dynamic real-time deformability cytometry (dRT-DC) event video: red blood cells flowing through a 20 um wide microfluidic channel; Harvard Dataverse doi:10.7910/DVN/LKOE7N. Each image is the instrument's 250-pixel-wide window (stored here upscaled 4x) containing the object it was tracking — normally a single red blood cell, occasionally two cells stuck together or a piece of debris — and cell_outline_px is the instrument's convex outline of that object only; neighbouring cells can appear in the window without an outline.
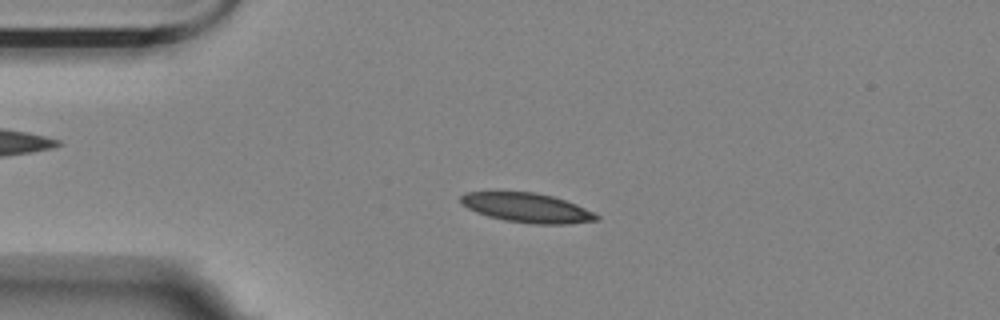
{"species": "Egyptian fruit bat (a non-hibernating species)", "species_latin": "Rousettus aegyptiacus", "temperature_condition": "room temperature", "stored_images_in_passage": 55, "camera_frame_rate_fps": 3000, "um_per_image_px": 0.085, "animal": {"sex": "female"}, "frame": {"image": 1, "passage_image": 12, "time_ms": 3.667, "image_size_px": [1000, 320], "cell_outline_px": [[600, 220], [568, 224], [532, 224], [504, 220], [488, 216], [476, 212], [468, 208], [460, 200], [460, 196], [464, 192], [536, 192], [552, 196], [576, 204], [600, 216]], "centroid_in_image_um": [44.81, 17.67], "position_along_channel_um": 40.2, "area_um2": 23.18}}
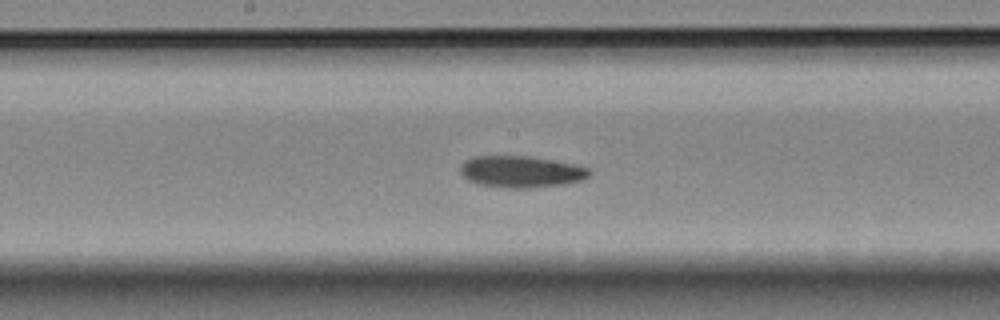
{"frame": {"image": 2, "passage_image": 28, "time_ms": 9.0, "image_size_px": [1000, 320], "cell_outline_px": [[592, 172], [584, 180], [560, 184], [532, 188], [512, 188], [480, 184], [468, 180], [460, 172], [460, 168], [464, 160], [476, 156], [528, 156], [572, 164], [588, 168]], "centroid_in_image_um": [44.28, 14.59], "position_along_channel_um": 203.9, "area_um2": 23.47}}
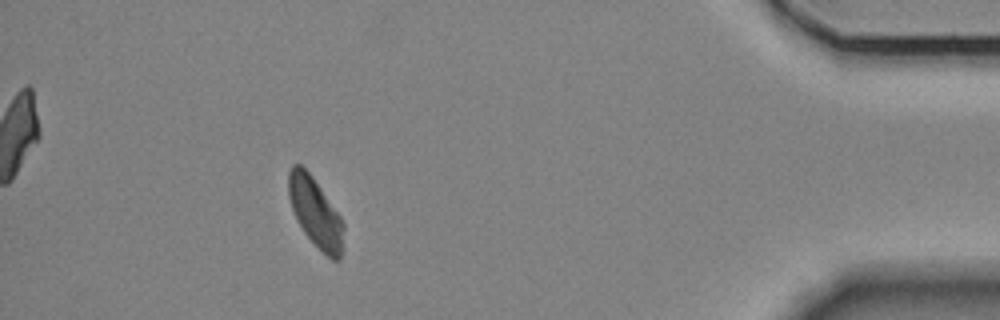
{"frame": {"image": 3, "passage_image": 50, "time_ms": 16.333, "image_size_px": [1000, 320], "cell_outline_px": [[344, 248], [340, 260], [332, 260], [304, 232], [296, 220], [288, 196], [288, 172], [292, 164], [300, 164], [312, 176], [340, 216], [344, 224]], "centroid_in_image_um": [26.82, 18.06], "position_along_channel_um": 408.4, "area_um2": 22.14}}